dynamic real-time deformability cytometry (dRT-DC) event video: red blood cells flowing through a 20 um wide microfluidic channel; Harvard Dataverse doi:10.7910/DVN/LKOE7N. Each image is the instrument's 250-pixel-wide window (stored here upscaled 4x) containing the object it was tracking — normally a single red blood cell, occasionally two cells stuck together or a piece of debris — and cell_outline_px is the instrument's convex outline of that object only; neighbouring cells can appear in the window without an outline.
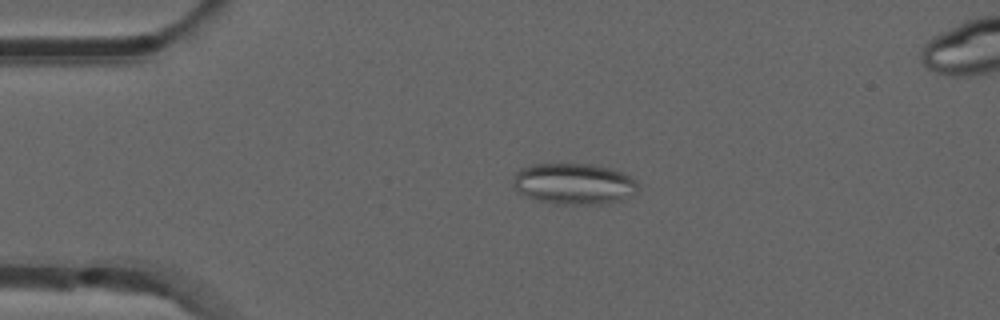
{"species": "common noctule bat (a hibernating species)", "species_latin": "Nyctalus noctula", "temperature_condition": "room temperature", "stored_images_in_passage": 53, "camera_frame_rate_fps": 3000, "um_per_image_px": 0.085, "animal": {"sex": "male", "forearm_length_mm": 52.5}, "frame": {"image": 1, "passage_image": 11, "time_ms": 3.333, "image_size_px": [1000, 320], "cell_outline_px": [[640, 184], [636, 192], [632, 196], [608, 204], [552, 204], [536, 200], [516, 192], [512, 188], [512, 180], [516, 172], [520, 168], [532, 164], [592, 164], [608, 168], [620, 172], [636, 180]], "centroid_in_image_um": [48.74, 15.64], "position_along_channel_um": 36.3, "area_um2": 30.4}}
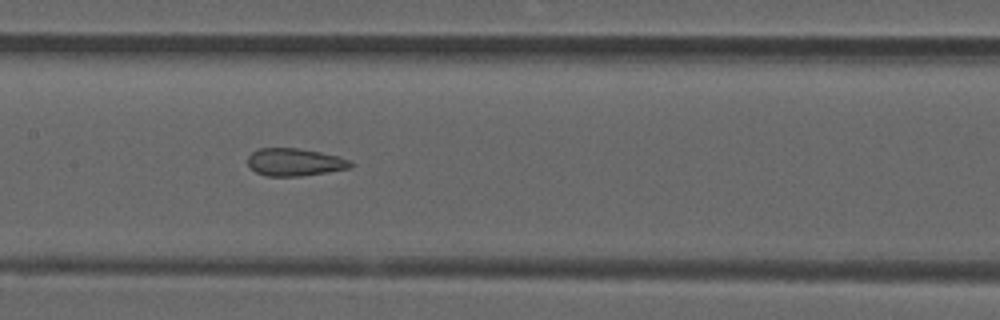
{"frame": {"image": 2, "passage_image": 25, "time_ms": 8.0, "image_size_px": [1000, 320], "cell_outline_px": [[356, 164], [352, 168], [328, 172], [300, 176], [268, 176], [256, 172], [248, 164], [248, 156], [252, 152], [260, 148], [296, 148], [320, 152], [340, 156]], "centroid_in_image_um": [25.1, 13.78], "position_along_channel_um": 182.3, "area_um2": 16.59}}
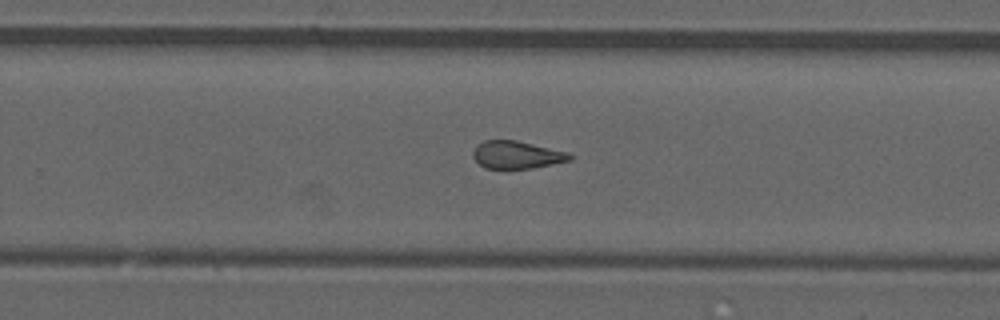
{"frame": {"image": 3, "passage_image": 33, "time_ms": 10.667, "image_size_px": [1000, 320], "cell_outline_px": [[572, 160], [532, 168], [484, 168], [472, 156], [472, 152], [476, 144], [484, 140], [516, 140], [568, 152], [572, 156]], "centroid_in_image_um": [43.9, 13.15], "position_along_channel_um": 285.9, "area_um2": 15.55}}